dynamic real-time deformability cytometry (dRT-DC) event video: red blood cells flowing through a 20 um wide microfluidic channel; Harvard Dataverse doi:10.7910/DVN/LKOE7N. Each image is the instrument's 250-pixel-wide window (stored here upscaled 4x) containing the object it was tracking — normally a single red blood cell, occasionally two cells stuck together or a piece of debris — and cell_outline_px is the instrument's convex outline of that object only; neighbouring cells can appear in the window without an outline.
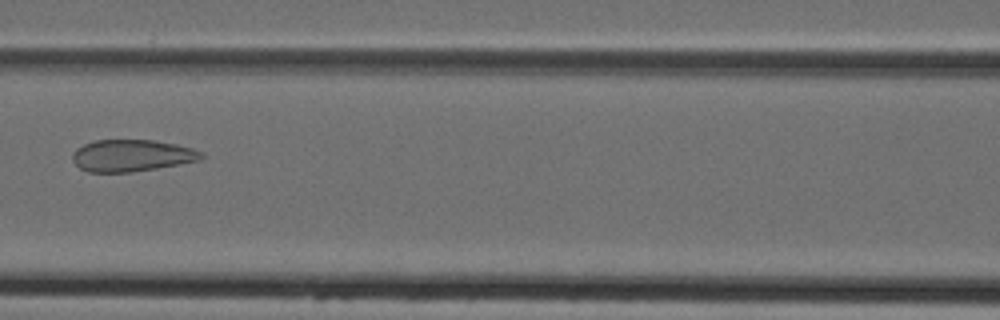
{"species": "Egyptian fruit bat (a non-hibernating species)", "species_latin": "Rousettus aegyptiacus", "temperature_condition": "cold", "stored_images_in_passage": 4, "camera_frame_rate_fps": 3000, "um_per_image_px": 0.085, "animal": {"sex": "female"}, "frame": {"image": 1, "passage_image": 4, "time_ms": 3.333, "image_size_px": [1000, 320], "cell_outline_px": [[204, 156], [200, 160], [180, 164], [132, 172], [88, 172], [80, 168], [72, 160], [72, 152], [76, 148], [84, 144], [96, 140], [152, 140], [176, 144], [192, 148], [204, 152]], "centroid_in_image_um": [11.2, 13.22], "position_along_channel_um": 155.4, "area_um2": 23.99}}